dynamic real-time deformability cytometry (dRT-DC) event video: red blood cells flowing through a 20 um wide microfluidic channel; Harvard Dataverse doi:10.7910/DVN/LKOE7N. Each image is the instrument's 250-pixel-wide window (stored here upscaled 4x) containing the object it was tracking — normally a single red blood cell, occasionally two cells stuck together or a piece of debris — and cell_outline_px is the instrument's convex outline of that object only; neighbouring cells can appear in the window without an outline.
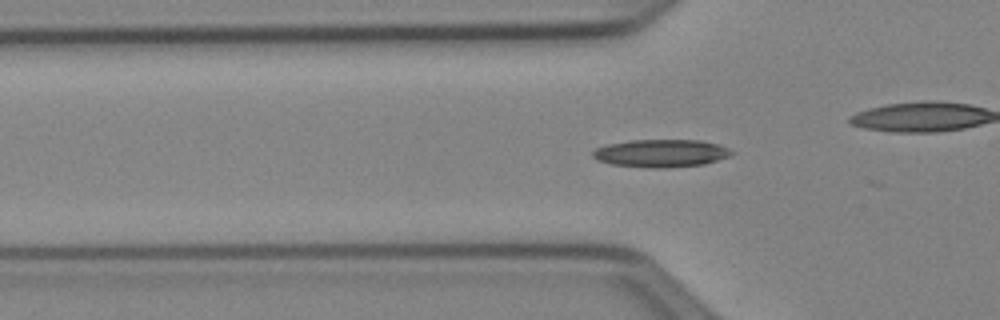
{"species": "Egyptian fruit bat (a non-hibernating species)", "species_latin": "Rousettus aegyptiacus", "temperature_condition": "cold", "stored_images_in_passage": 5, "camera_frame_rate_fps": 3000, "um_per_image_px": 0.085, "animal": {"sex": "female"}, "frame": {"image": 1, "passage_image": 2, "time_ms": 0.333, "image_size_px": [1000, 320], "cell_outline_px": [[736, 152], [728, 156], [704, 164], [664, 168], [656, 168], [612, 164], [596, 160], [592, 156], [592, 152], [596, 148], [608, 144], [632, 140], [700, 140], [716, 144], [728, 148]], "centroid_in_image_um": [56.17, 13.02], "position_along_channel_um": 69.6, "area_um2": 22.25}}